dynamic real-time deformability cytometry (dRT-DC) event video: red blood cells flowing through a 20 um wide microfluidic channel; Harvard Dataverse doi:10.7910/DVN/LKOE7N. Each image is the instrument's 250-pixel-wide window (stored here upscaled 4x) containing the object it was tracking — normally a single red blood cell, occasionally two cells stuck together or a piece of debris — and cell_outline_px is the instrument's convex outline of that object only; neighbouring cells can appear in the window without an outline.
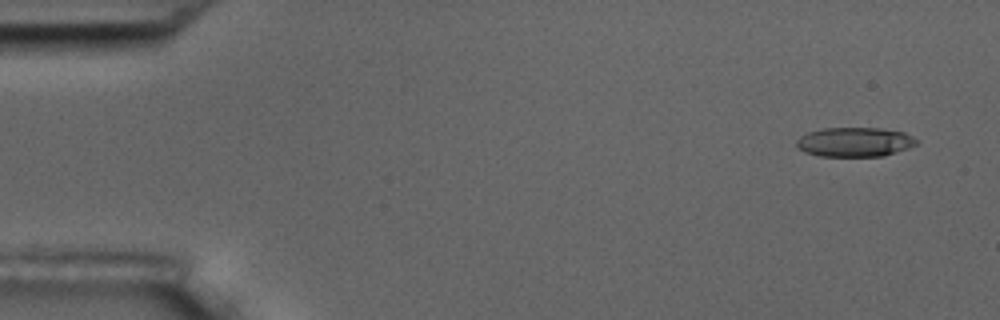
{"species": "common noctule bat (a hibernating species)", "species_latin": "Nyctalus noctula", "temperature_condition": "room temperature", "stored_images_in_passage": 4, "camera_frame_rate_fps": 3000, "um_per_image_px": 0.085, "animal": {"sex": "male", "body_mass_g": 17.5, "forearm_length_mm": 52.3}, "frame": {"image": 1, "passage_image": 1, "time_ms": 0.0, "image_size_px": [1000, 320], "cell_outline_px": [[916, 144], [908, 148], [884, 156], [820, 156], [804, 152], [796, 148], [796, 140], [800, 136], [808, 132], [820, 128], [880, 128], [904, 132], [912, 136], [916, 140]], "centroid_in_image_um": [72.6, 12.07], "position_along_channel_um": 12.4, "area_um2": 20.63}}
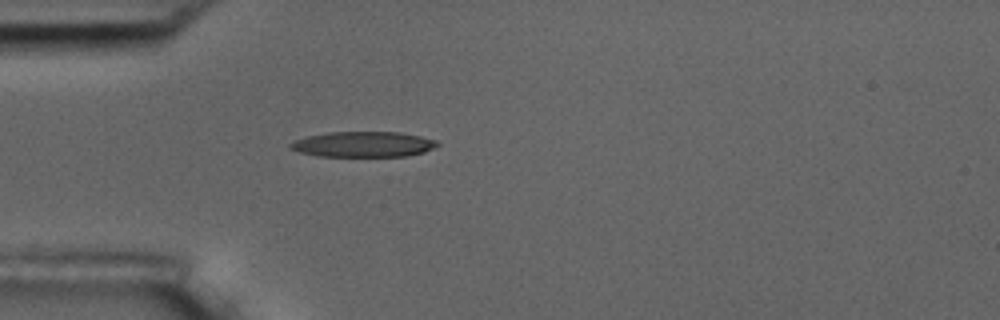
{"frame": {"image": 2, "passage_image": 4, "time_ms": 4.333, "image_size_px": [1000, 320], "cell_outline_px": [[440, 144], [424, 152], [408, 156], [320, 156], [300, 152], [288, 148], [288, 144], [296, 140], [308, 136], [328, 132], [400, 132], [420, 136], [436, 140]], "centroid_in_image_um": [30.88, 12.26], "position_along_channel_um": 54.1, "area_um2": 21.73}}